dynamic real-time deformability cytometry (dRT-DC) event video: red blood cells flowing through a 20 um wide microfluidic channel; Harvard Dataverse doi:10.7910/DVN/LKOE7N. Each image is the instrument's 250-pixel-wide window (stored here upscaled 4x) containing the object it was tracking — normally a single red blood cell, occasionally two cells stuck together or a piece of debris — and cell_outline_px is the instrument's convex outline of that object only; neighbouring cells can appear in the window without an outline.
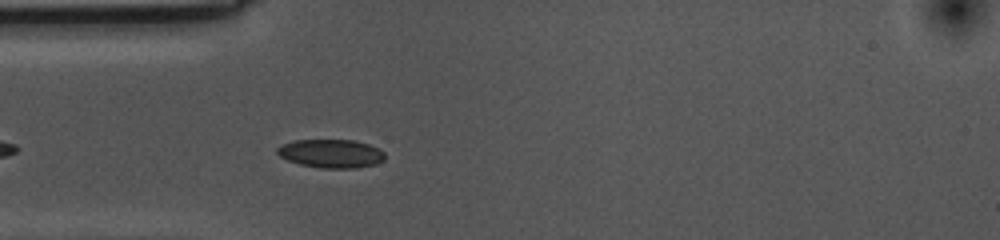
{"species": "common noctule bat (a hibernating species)", "species_latin": "Nyctalus noctula", "temperature_condition": "cold", "stored_images_in_passage": 44, "camera_frame_rate_fps": 3000, "um_per_image_px": 0.085, "animal": {"sex": "female", "body_mass_g": 10.0, "forearm_length_mm": 53.1}, "frame": {"image": 1, "passage_image": 4, "time_ms": 1.0, "image_size_px": [1000, 240], "cell_outline_px": [[384, 160], [376, 164], [356, 168], [324, 168], [300, 164], [288, 160], [280, 156], [276, 152], [276, 148], [292, 140], [352, 140], [368, 144], [384, 152]], "centroid_in_image_um": [28.13, 13.05], "position_along_channel_um": 56.9, "area_um2": 17.74}}
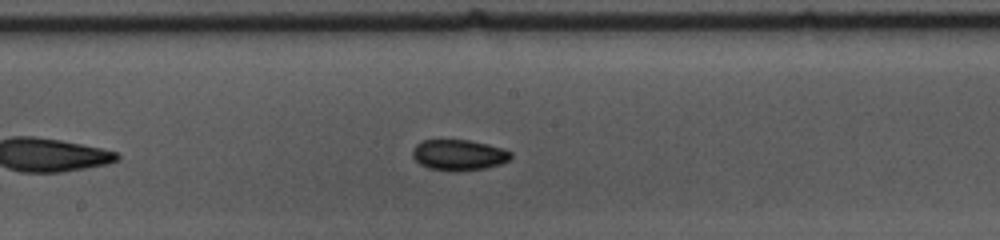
{"frame": {"image": 2, "passage_image": 17, "time_ms": 5.333, "image_size_px": [1000, 240], "cell_outline_px": [[512, 156], [508, 160], [500, 164], [484, 168], [428, 168], [420, 164], [412, 156], [412, 152], [416, 144], [420, 140], [468, 140], [488, 144], [504, 148], [512, 152]], "centroid_in_image_um": [39.0, 13.11], "position_along_channel_um": 209.2, "area_um2": 16.94}}
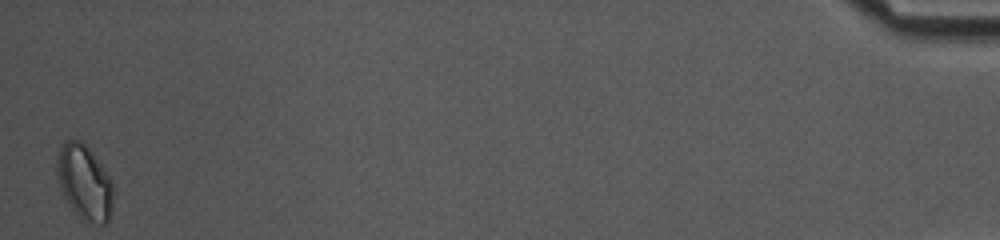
{"frame": {"image": 3, "passage_image": 44, "time_ms": 14.333, "image_size_px": [1000, 240], "cell_outline_px": [[112, 208], [108, 224], [88, 224], [80, 220], [64, 196], [60, 188], [56, 172], [56, 160], [60, 144], [64, 140], [80, 140], [92, 152], [112, 180]], "centroid_in_image_um": [7.17, 15.53], "position_along_channel_um": 428.0, "area_um2": 24.91}, "authors_computed_cell_mechanics": {"area_um2": 17.6001, "velocity_mm_per_s": 3.5354, "shape_relaxation_time_tau1_ms": 3.3227, "shape_relaxation_time_tau2_ms": 5.543, "deformation_change_tau1": 0.0646, "deformation_change_tau2": 0.0767}}